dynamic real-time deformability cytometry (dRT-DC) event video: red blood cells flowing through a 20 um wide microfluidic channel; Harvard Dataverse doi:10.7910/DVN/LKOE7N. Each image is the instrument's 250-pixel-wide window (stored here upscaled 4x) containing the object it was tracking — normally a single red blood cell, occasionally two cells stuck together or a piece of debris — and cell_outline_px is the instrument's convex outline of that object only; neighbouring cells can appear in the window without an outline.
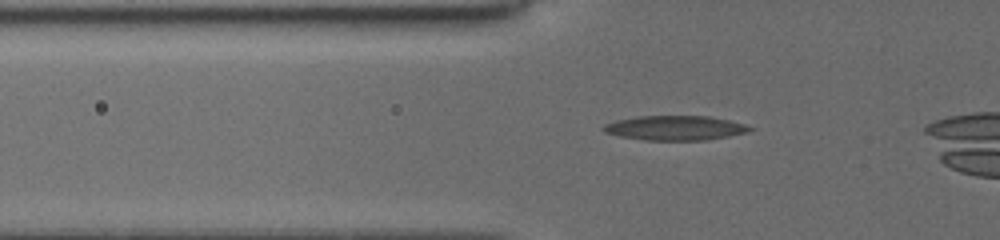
{"species": "common noctule bat (a hibernating species)", "species_latin": "Nyctalus noctula", "temperature_condition": "cold", "stored_images_in_passage": 35, "camera_frame_rate_fps": 3000, "um_per_image_px": 0.085, "animal": {"sex": "female", "body_mass_g": 19.5, "forearm_length_mm": 54.1}, "frame": {"image": 1, "passage_image": 6, "time_ms": 1.667, "image_size_px": [1000, 240], "cell_outline_px": [[756, 128], [748, 132], [708, 140], [644, 140], [620, 136], [604, 132], [600, 128], [604, 124], [616, 120], [636, 116], [708, 116], [728, 120], [744, 124]], "centroid_in_image_um": [57.37, 10.87], "position_along_channel_um": 68.4, "area_um2": 21.04}}
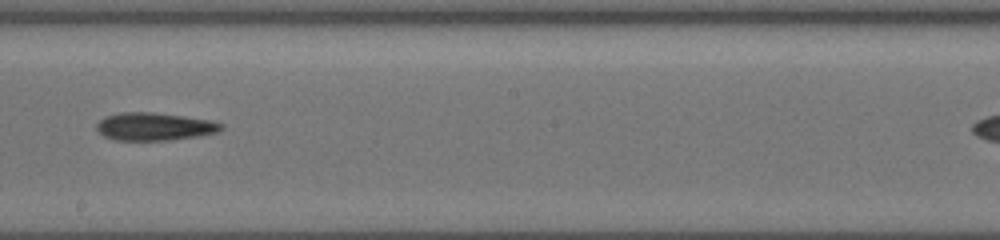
{"frame": {"image": 2, "passage_image": 19, "time_ms": 6.0, "image_size_px": [1000, 240], "cell_outline_px": [[224, 128], [220, 132], [200, 136], [168, 140], [112, 140], [104, 136], [96, 128], [96, 124], [104, 116], [120, 112], [152, 112], [184, 116], [208, 120], [224, 124]], "centroid_in_image_um": [13.13, 10.76], "position_along_channel_um": 235.1, "area_um2": 20.35}}
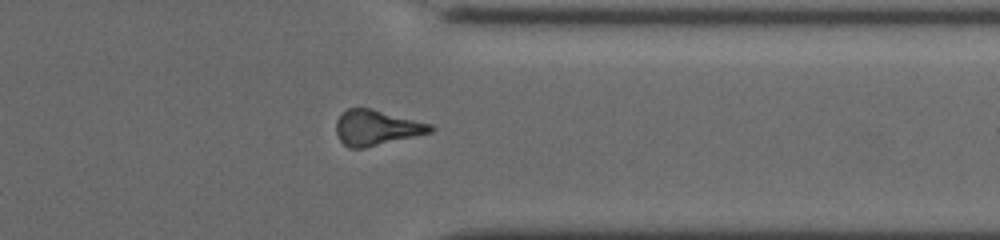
{"frame": {"image": 3, "passage_image": 30, "time_ms": 9.667, "image_size_px": [1000, 240], "cell_outline_px": [[436, 128], [432, 132], [364, 148], [348, 148], [340, 140], [336, 132], [336, 120], [348, 108], [372, 108], [432, 124]], "centroid_in_image_um": [32.01, 10.85], "position_along_channel_um": 379.4, "area_um2": 19.36}}